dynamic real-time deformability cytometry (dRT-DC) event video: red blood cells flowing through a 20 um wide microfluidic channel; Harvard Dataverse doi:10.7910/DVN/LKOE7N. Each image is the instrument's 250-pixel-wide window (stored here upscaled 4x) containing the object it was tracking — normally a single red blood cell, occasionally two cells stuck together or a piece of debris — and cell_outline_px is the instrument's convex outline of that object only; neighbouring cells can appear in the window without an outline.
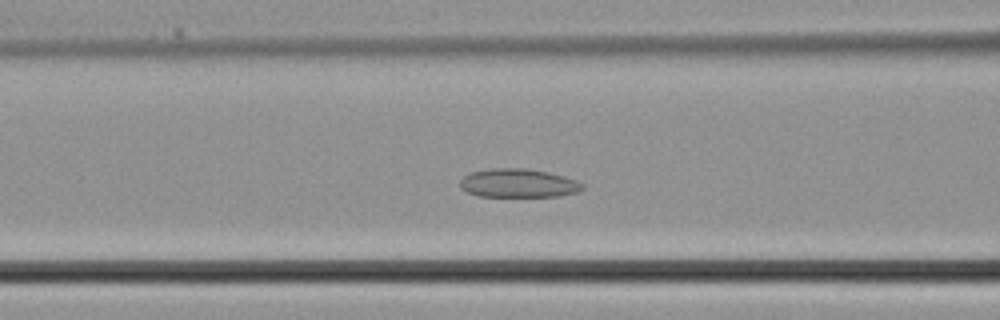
{"species": "common noctule bat (a hibernating species)", "species_latin": "Nyctalus noctula", "temperature_condition": "cold", "stored_images_in_passage": 35, "camera_frame_rate_fps": 3000, "um_per_image_px": 0.085, "animal": {"sex": "male", "body_mass_g": 21.5, "forearm_length_mm": 52.0}, "frame": {"image": 1, "passage_image": 12, "time_ms": 3.667, "image_size_px": [1000, 320], "cell_outline_px": [[584, 188], [580, 192], [560, 196], [476, 196], [460, 188], [460, 180], [464, 176], [472, 172], [492, 168], [524, 168], [548, 172], [564, 176], [576, 180], [584, 184]], "centroid_in_image_um": [44.08, 15.57], "position_along_channel_um": 122.5, "area_um2": 20.52}}
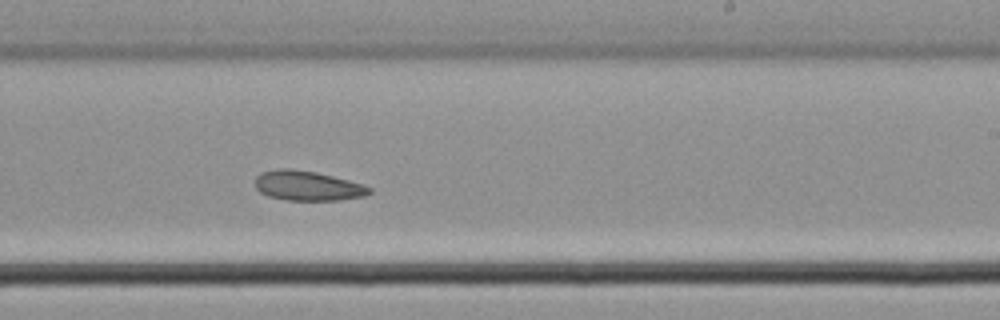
{"frame": {"image": 2, "passage_image": 20, "time_ms": 6.333, "image_size_px": [1000, 320], "cell_outline_px": [[372, 192], [364, 196], [340, 200], [284, 200], [268, 196], [260, 192], [256, 188], [256, 176], [260, 172], [280, 168], [288, 168], [316, 172], [348, 180], [372, 188]], "centroid_in_image_um": [26.12, 15.79], "position_along_channel_um": 262.9, "area_um2": 19.77}}
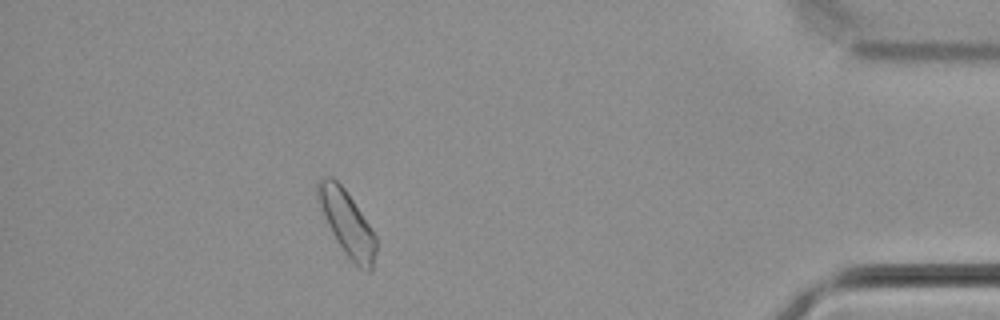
{"frame": {"image": 3, "passage_image": 31, "time_ms": 10.0, "image_size_px": [1000, 320], "cell_outline_px": [[376, 252], [372, 268], [368, 272], [352, 264], [336, 240], [316, 200], [316, 184], [324, 176], [332, 176], [344, 188], [376, 236]], "centroid_in_image_um": [29.47, 18.97], "position_along_channel_um": 405.7, "area_um2": 21.85}}